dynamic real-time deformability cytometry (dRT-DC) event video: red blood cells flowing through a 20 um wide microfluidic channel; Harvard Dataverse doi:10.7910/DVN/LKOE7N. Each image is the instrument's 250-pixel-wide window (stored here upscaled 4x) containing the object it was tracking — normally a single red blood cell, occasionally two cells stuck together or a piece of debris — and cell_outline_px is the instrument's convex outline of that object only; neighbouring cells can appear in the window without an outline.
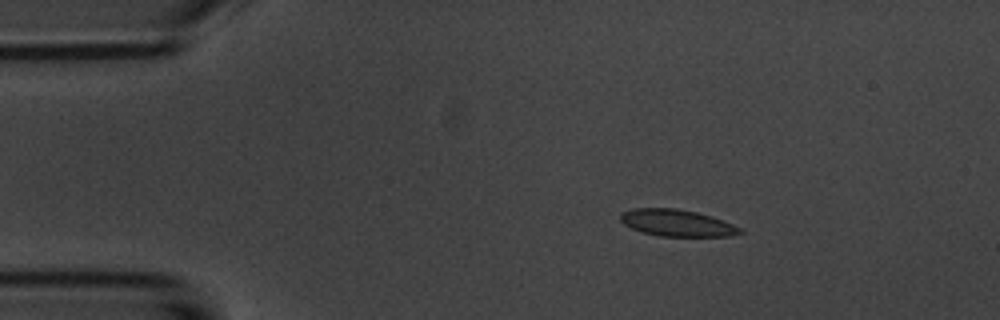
{"species": "common noctule bat (a hibernating species)", "species_latin": "Nyctalus noctula", "temperature_condition": "room temperature", "stored_images_in_passage": 5, "camera_frame_rate_fps": 3000, "um_per_image_px": 0.085, "animal": {"sex": "male", "body_mass_g": 20.1, "forearm_length_mm": 53.5}, "frame": {"image": 1, "passage_image": 2, "time_ms": 2.0, "image_size_px": [1000, 320], "cell_outline_px": [[744, 232], [728, 236], [660, 236], [644, 232], [632, 228], [624, 224], [620, 220], [620, 212], [632, 208], [676, 208], [696, 212], [712, 216], [732, 224], [740, 228]], "centroid_in_image_um": [57.51, 18.94], "position_along_channel_um": 27.5, "area_um2": 18.55}}
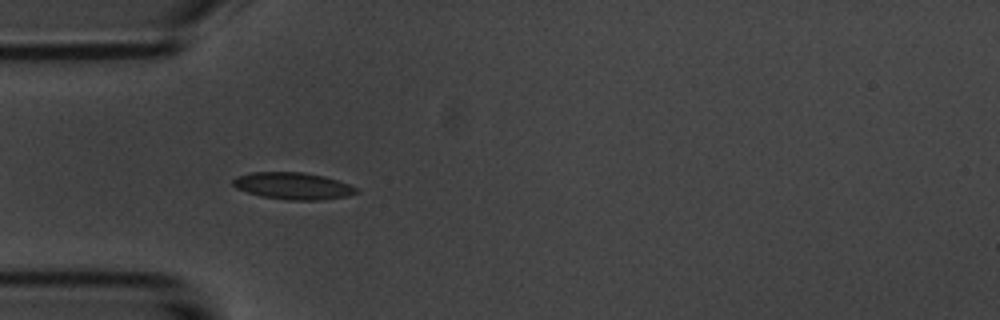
{"frame": {"image": 2, "passage_image": 4, "time_ms": 4.333, "image_size_px": [1000, 320], "cell_outline_px": [[360, 192], [348, 196], [320, 200], [288, 200], [260, 196], [236, 188], [232, 184], [232, 180], [236, 176], [252, 172], [304, 172], [324, 176], [348, 184], [356, 188]], "centroid_in_image_um": [24.89, 15.8], "position_along_channel_um": 60.1, "area_um2": 19.36}}